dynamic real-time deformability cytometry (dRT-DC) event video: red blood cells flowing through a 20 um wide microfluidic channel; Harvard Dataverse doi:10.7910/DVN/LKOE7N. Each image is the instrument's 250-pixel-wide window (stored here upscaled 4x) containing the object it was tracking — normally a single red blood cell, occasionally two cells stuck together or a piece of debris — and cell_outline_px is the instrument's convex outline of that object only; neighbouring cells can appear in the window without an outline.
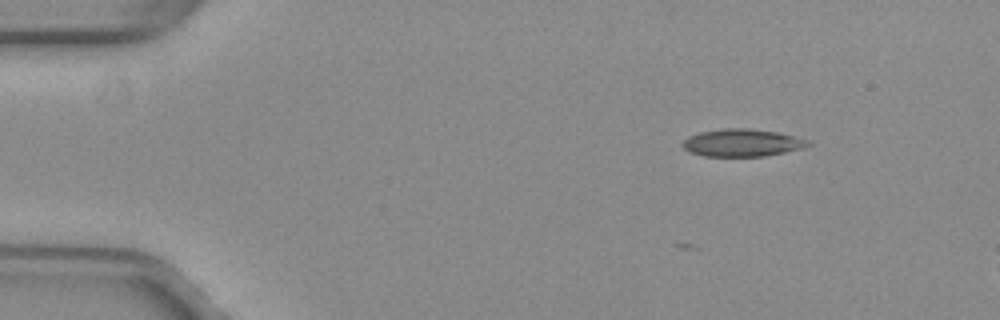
{"species": "common noctule bat (a hibernating species)", "species_latin": "Nyctalus noctula", "temperature_condition": "warm", "stored_images_in_passage": 3, "camera_frame_rate_fps": 3000, "um_per_image_px": 0.085, "animal": {"sex": "female", "body_mass_g": 29.2, "forearm_length_mm": 56.3}, "frame": {"image": 1, "passage_image": 3, "time_ms": 0.667, "image_size_px": [1000, 320], "cell_outline_px": [[812, 144], [804, 148], [764, 156], [704, 156], [692, 152], [684, 148], [684, 140], [688, 136], [700, 132], [724, 128], [748, 128], [776, 132], [808, 140]], "centroid_in_image_um": [63.1, 12.13], "position_along_channel_um": 21.9, "area_um2": 19.83}}